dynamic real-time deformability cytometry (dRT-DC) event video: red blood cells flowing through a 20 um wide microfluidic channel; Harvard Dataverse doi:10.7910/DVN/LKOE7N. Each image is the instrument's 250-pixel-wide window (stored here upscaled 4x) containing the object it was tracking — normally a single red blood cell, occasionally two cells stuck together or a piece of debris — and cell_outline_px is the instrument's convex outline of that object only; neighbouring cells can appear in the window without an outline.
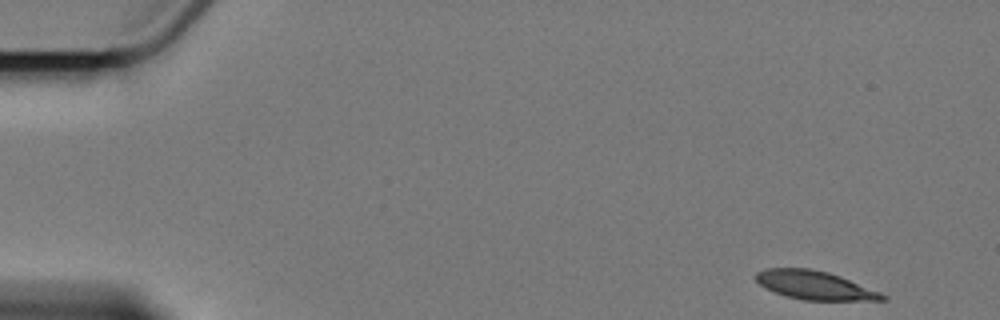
{"species": "Egyptian fruit bat (a non-hibernating species)", "species_latin": "Rousettus aegyptiacus", "temperature_condition": "cold", "stored_images_in_passage": 5, "camera_frame_rate_fps": 3000, "um_per_image_px": 0.085, "animal": {"sex": "female"}, "frame": {"image": 1, "passage_image": 1, "time_ms": 0.0, "image_size_px": [1000, 320], "cell_outline_px": [[888, 300], [804, 300], [784, 296], [764, 288], [756, 280], [756, 272], [764, 268], [812, 268], [828, 272], [840, 276], [880, 292], [888, 296]], "centroid_in_image_um": [69.23, 24.24], "position_along_channel_um": 15.8, "area_um2": 21.15}}
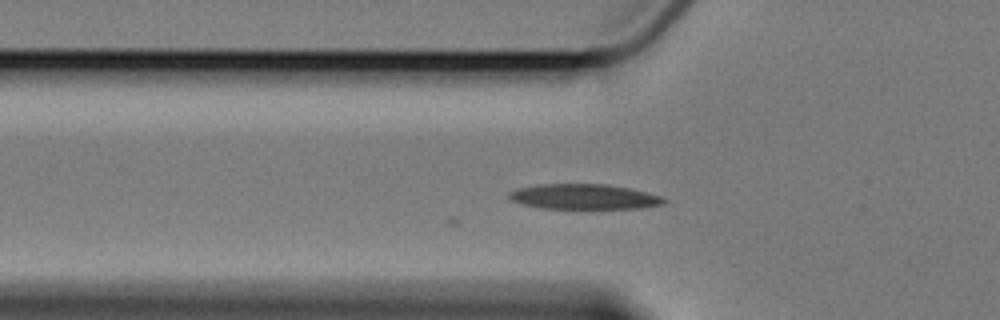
{"frame": {"image": 2, "passage_image": 5, "time_ms": 5.333, "image_size_px": [1000, 320], "cell_outline_px": [[668, 200], [664, 204], [640, 208], [540, 208], [508, 200], [508, 192], [516, 188], [536, 184], [608, 184], [648, 192], [660, 196]], "centroid_in_image_um": [49.6, 16.71], "position_along_channel_um": 76.2, "area_um2": 22.83}}